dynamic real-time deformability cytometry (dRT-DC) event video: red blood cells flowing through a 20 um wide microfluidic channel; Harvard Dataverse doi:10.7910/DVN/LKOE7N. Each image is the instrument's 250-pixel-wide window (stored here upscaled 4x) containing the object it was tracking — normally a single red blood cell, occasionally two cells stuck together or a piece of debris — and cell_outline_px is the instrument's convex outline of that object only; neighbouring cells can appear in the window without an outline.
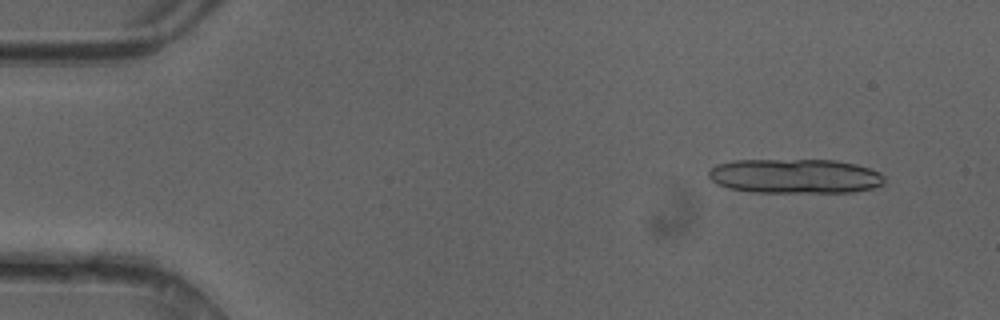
{"species": "common noctule bat (a hibernating species)", "species_latin": "Nyctalus noctula", "temperature_condition": "cold", "stored_images_in_passage": 10, "camera_frame_rate_fps": 3000, "um_per_image_px": 0.085, "animal": {"sex": "female"}, "frame": {"image": 1, "passage_image": 4, "time_ms": 1.0, "image_size_px": [1000, 320], "cell_outline_px": [[884, 184], [872, 188], [852, 192], [752, 192], [728, 188], [716, 184], [708, 176], [708, 172], [716, 164], [732, 160], [836, 160], [856, 164], [880, 172], [884, 176]], "centroid_in_image_um": [67.56, 14.97], "position_along_channel_um": 17.4, "area_um2": 35.55}}